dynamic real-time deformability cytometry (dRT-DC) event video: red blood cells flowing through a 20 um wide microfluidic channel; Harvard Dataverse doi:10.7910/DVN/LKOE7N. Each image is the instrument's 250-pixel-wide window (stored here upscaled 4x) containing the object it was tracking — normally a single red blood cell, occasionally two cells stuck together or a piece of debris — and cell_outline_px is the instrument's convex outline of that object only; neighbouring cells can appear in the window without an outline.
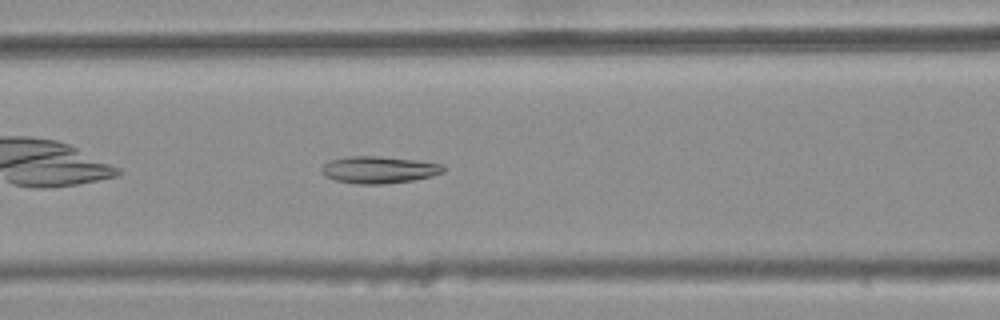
{"species": "common noctule bat (a hibernating species)", "species_latin": "Nyctalus noctula", "temperature_condition": "warm", "stored_images_in_passage": 32, "camera_frame_rate_fps": 3000, "um_per_image_px": 0.085, "animal": {"sex": "female", "body_mass_g": 25.1}, "frame": {"image": 1, "passage_image": 8, "time_ms": 2.333, "image_size_px": [1000, 320], "cell_outline_px": [[444, 172], [432, 176], [412, 180], [384, 184], [356, 184], [336, 180], [324, 176], [320, 168], [324, 164], [332, 160], [348, 156], [380, 156], [416, 160], [444, 164]], "centroid_in_image_um": [32.21, 14.43], "position_along_channel_um": 134.4, "area_um2": 19.19}}
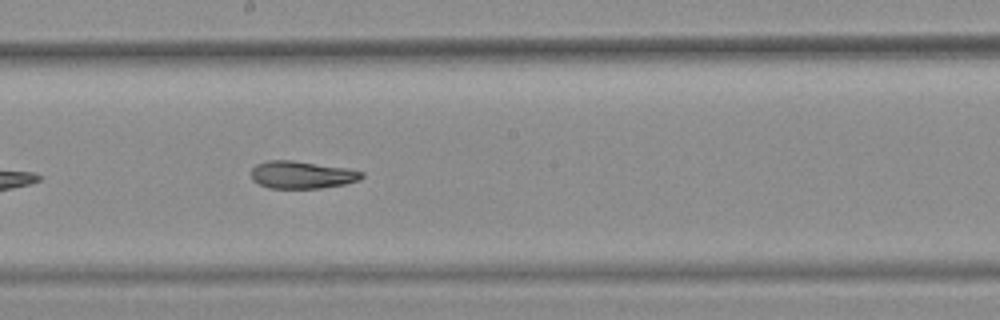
{"frame": {"image": 2, "passage_image": 15, "time_ms": 4.667, "image_size_px": [1000, 320], "cell_outline_px": [[364, 176], [360, 180], [344, 184], [320, 188], [268, 188], [252, 180], [252, 168], [256, 164], [264, 160], [292, 160], [348, 168], [364, 172]], "centroid_in_image_um": [25.66, 14.85], "position_along_channel_um": 222.5, "area_um2": 17.8}}
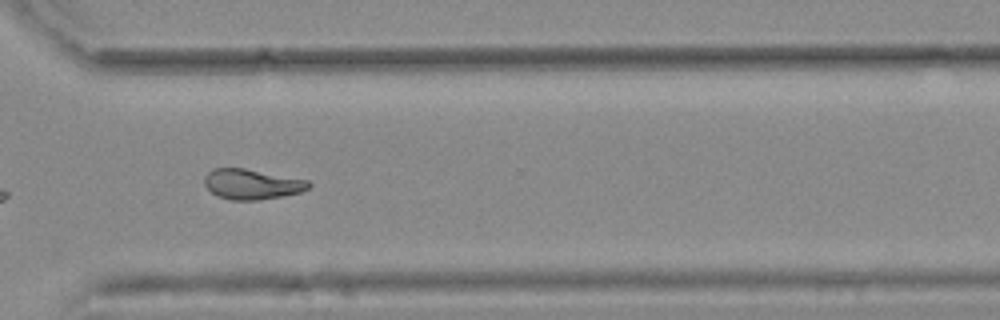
{"frame": {"image": 3, "passage_image": 25, "time_ms": 8.0, "image_size_px": [1000, 320], "cell_outline_px": [[312, 184], [308, 188], [300, 192], [280, 196], [256, 200], [228, 200], [216, 196], [204, 184], [204, 176], [212, 168], [244, 168], [308, 180]], "centroid_in_image_um": [21.37, 15.65], "position_along_channel_um": 349.2, "area_um2": 18.32}, "authors_computed_cell_mechanics": {"area_um2": 18.496, "velocity_mm_per_s": 3.7848, "shape_relaxation_time_tau1_ms": null, "shape_relaxation_time_tau2_ms": 5.724, "deformation_change_tau1": null, "deformation_change_tau2": 0.1377}}